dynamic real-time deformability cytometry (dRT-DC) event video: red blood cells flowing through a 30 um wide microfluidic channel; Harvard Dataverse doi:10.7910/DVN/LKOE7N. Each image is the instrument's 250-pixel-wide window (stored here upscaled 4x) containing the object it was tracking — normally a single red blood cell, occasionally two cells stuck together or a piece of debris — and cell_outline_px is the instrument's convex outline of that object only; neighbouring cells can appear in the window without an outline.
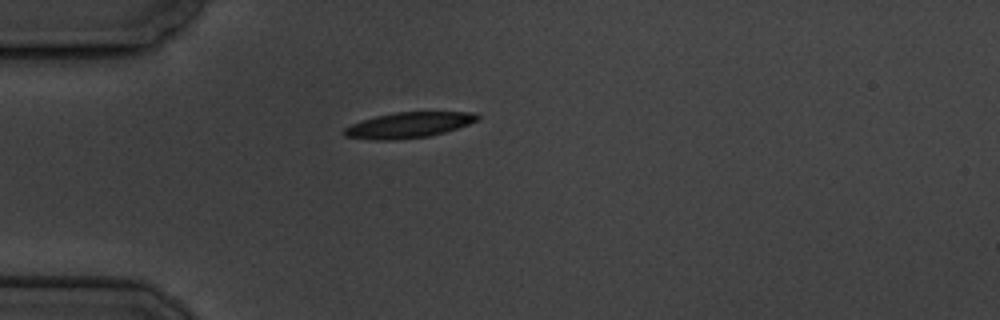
{"species": "common noctule bat (a hibernating species)", "species_latin": "Nyctalus noctula", "temperature_condition": "cold", "stored_images_in_passage": 3, "camera_frame_rate_fps": 3000, "um_per_image_px": 0.085, "animal": {"sex": "male", "body_mass_g": 19.5, "forearm_length_mm": 54.6}, "frame": {"image": 1, "passage_image": 1, "time_ms": 0.0, "image_size_px": [1000, 320], "cell_outline_px": [[480, 120], [444, 132], [428, 136], [392, 140], [376, 140], [344, 136], [340, 132], [344, 128], [352, 124], [376, 116], [396, 112], [476, 112], [480, 116]], "centroid_in_image_um": [34.73, 10.62], "position_along_channel_um": 50.3, "area_um2": 19.77}}
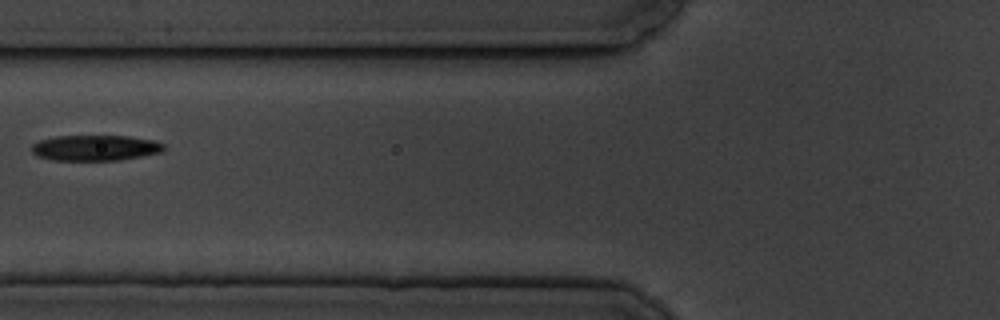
{"frame": {"image": 2, "passage_image": 3, "time_ms": 2.333, "image_size_px": [1000, 320], "cell_outline_px": [[164, 152], [120, 160], [52, 160], [36, 156], [32, 152], [32, 144], [40, 140], [56, 136], [128, 136], [156, 140], [164, 144]], "centroid_in_image_um": [8.12, 12.57], "position_along_channel_um": 117.7, "area_um2": 19.88}}